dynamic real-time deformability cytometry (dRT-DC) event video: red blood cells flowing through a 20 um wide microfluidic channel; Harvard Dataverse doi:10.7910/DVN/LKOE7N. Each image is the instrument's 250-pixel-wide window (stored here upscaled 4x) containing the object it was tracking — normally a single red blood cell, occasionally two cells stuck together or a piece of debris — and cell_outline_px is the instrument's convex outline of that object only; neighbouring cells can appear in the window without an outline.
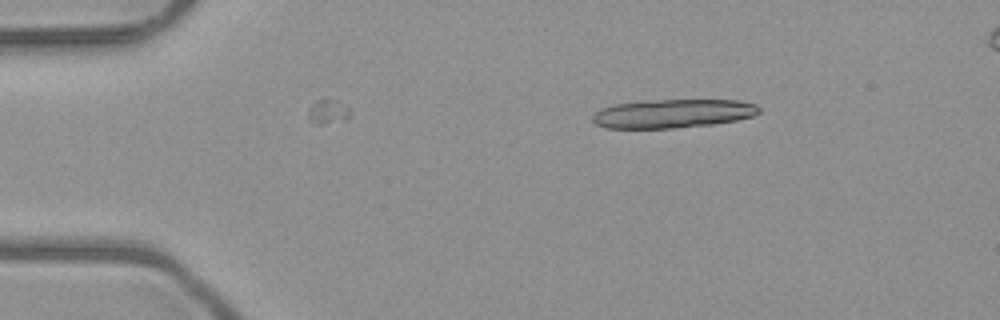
{"species": "common noctule bat (a hibernating species)", "species_latin": "Nyctalus noctula", "temperature_condition": "room temperature", "stored_images_in_passage": 10, "camera_frame_rate_fps": 3000, "um_per_image_px": 0.085, "animal": {"sex": "male", "body_mass_g": 23.1, "forearm_length_mm": 52.7}, "frame": {"image": 1, "passage_image": 1, "time_ms": 0.0, "image_size_px": [1000, 320], "cell_outline_px": [[760, 112], [752, 116], [736, 120], [712, 124], [672, 128], [604, 128], [596, 124], [592, 120], [592, 116], [596, 112], [612, 104], [648, 100], [740, 100], [756, 104], [760, 108]], "centroid_in_image_um": [57.19, 9.64], "position_along_channel_um": 27.8, "area_um2": 27.86}}
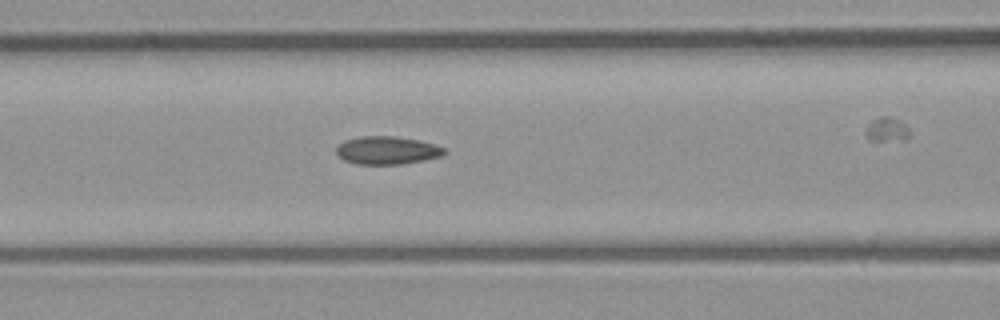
{"frame": {"image": 2, "passage_image": 4, "time_ms": 1.0, "image_size_px": [1000, 320], "cell_outline_px": [[448, 152], [444, 156], [424, 160], [400, 164], [356, 164], [344, 160], [336, 156], [336, 148], [344, 140], [360, 136], [392, 136], [420, 140], [436, 144], [444, 148]], "centroid_in_image_um": [32.92, 12.78], "position_along_channel_um": 133.7, "area_um2": 17.86}}